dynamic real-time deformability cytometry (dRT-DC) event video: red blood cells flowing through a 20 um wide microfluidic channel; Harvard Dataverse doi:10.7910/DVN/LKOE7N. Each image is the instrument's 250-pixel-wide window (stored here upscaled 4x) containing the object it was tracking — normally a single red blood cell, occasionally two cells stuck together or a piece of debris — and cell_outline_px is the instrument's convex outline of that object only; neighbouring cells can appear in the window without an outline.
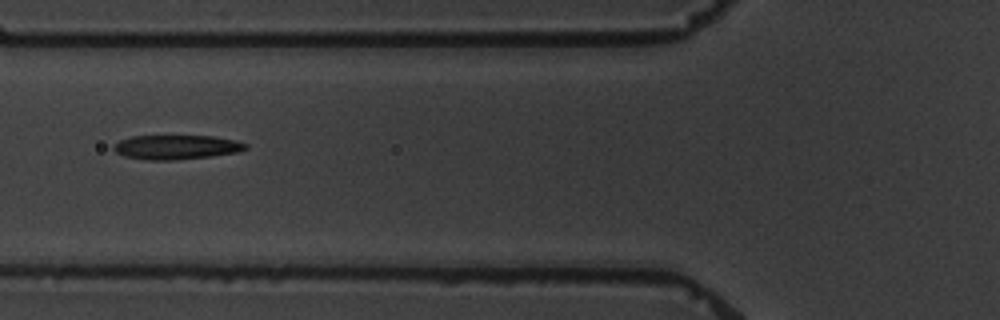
{"species": "common noctule bat (a hibernating species)", "species_latin": "Nyctalus noctula", "temperature_condition": "warm", "stored_images_in_passage": 7, "camera_frame_rate_fps": 3000, "um_per_image_px": 0.085, "animal": {"sex": "male", "body_mass_g": 19.5, "forearm_length_mm": 54.6}, "frame": {"image": 1, "passage_image": 6, "time_ms": 6.0, "image_size_px": [1000, 320], "cell_outline_px": [[248, 148], [240, 152], [212, 156], [176, 160], [148, 160], [124, 156], [116, 152], [112, 148], [120, 140], [132, 136], [212, 136], [236, 140], [248, 144]], "centroid_in_image_um": [15.04, 12.51], "position_along_channel_um": 110.8, "area_um2": 18.79}}
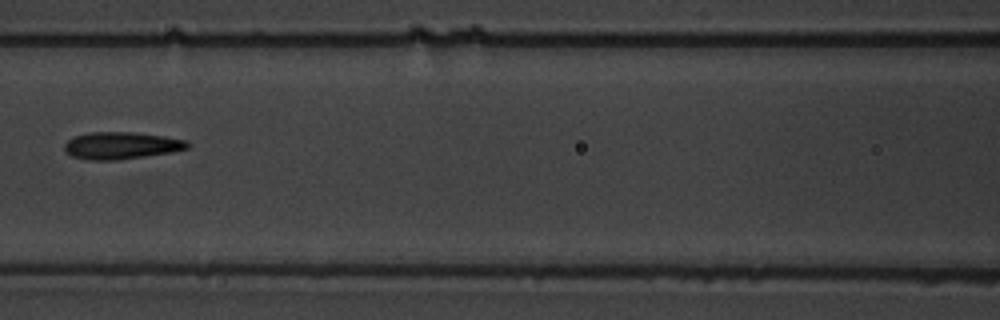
{"frame": {"image": 2, "passage_image": 7, "time_ms": 7.333, "image_size_px": [1000, 320], "cell_outline_px": [[192, 144], [188, 148], [172, 152], [116, 160], [88, 160], [72, 156], [64, 148], [64, 144], [68, 140], [76, 136], [92, 132], [132, 132], [164, 136], [188, 140]], "centroid_in_image_um": [10.35, 12.37], "position_along_channel_um": 156.2, "area_um2": 19.36}}